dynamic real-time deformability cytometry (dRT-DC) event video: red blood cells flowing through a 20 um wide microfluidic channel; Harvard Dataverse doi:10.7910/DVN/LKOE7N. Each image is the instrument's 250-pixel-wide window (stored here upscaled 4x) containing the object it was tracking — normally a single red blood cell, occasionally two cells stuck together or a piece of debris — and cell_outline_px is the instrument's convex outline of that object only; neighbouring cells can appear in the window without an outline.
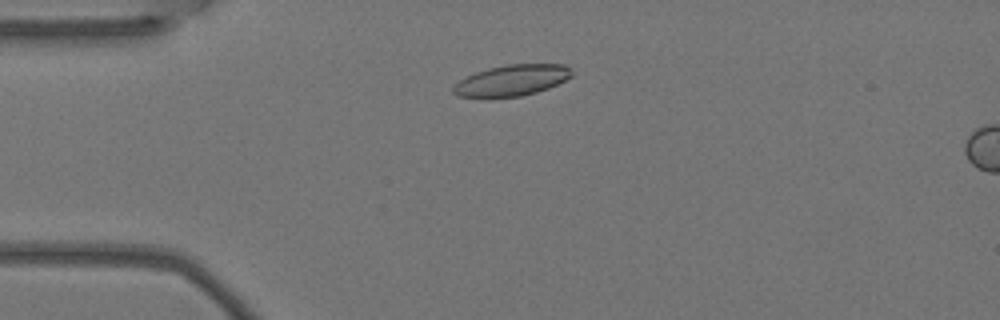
{"species": "Egyptian fruit bat (a non-hibernating species)", "species_latin": "Rousettus aegyptiacus", "temperature_condition": "warm", "stored_images_in_passage": 4, "camera_frame_rate_fps": 3000, "um_per_image_px": 0.085, "animal": {"sex": "female"}, "frame": {"image": 1, "passage_image": 3, "time_ms": 0.667, "image_size_px": [1000, 320], "cell_outline_px": [[572, 76], [548, 88], [536, 92], [520, 96], [492, 100], [488, 100], [456, 96], [452, 92], [452, 88], [460, 80], [476, 72], [488, 68], [508, 64], [564, 64], [572, 68]], "centroid_in_image_um": [43.45, 6.87], "position_along_channel_um": 41.6, "area_um2": 22.02}}